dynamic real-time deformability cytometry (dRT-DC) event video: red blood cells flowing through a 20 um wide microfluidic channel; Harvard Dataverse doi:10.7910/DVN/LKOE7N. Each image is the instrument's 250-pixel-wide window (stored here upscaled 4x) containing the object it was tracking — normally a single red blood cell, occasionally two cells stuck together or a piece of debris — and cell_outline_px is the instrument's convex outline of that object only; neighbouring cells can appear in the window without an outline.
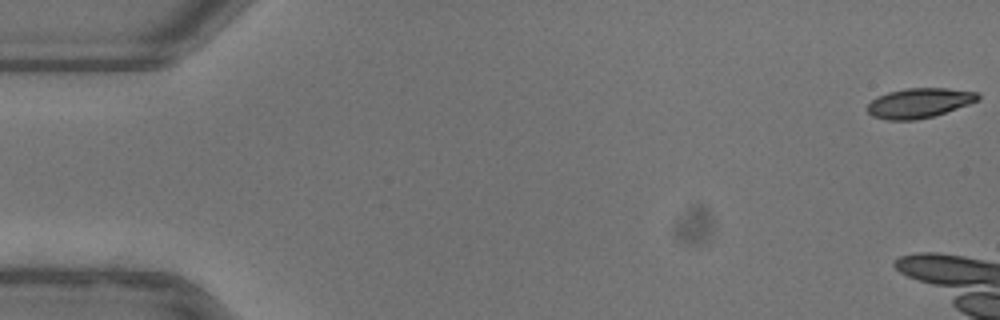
{"species": "common noctule bat (a hibernating species)", "species_latin": "Nyctalus noctula", "temperature_condition": "warm", "stored_images_in_passage": 16, "camera_frame_rate_fps": 3000, "um_per_image_px": 0.085, "animal": {"sex": "female"}, "frame": {"image": 1, "passage_image": 1, "time_ms": 0.0, "image_size_px": [1000, 320], "cell_outline_px": [[980, 100], [932, 116], [916, 120], [888, 120], [872, 116], [868, 112], [868, 104], [876, 96], [888, 92], [908, 88], [948, 88], [976, 92], [980, 96]], "centroid_in_image_um": [78.11, 8.75], "position_along_channel_um": 6.9, "area_um2": 19.02}}
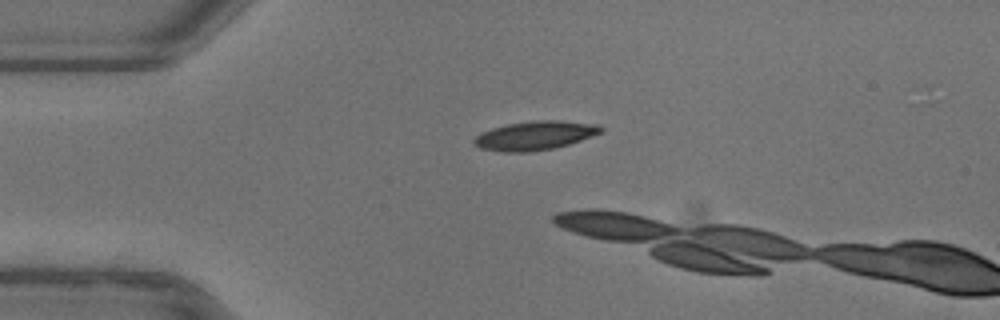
{"frame": {"image": 2, "passage_image": 13, "time_ms": 4.0, "image_size_px": [1000, 320], "cell_outline_px": [[604, 128], [600, 132], [592, 136], [568, 144], [552, 148], [528, 152], [504, 152], [480, 148], [472, 140], [480, 132], [492, 128], [508, 124], [536, 120], [560, 120], [596, 124]], "centroid_in_image_um": [45.45, 11.51], "position_along_channel_um": 39.6, "area_um2": 21.15}}